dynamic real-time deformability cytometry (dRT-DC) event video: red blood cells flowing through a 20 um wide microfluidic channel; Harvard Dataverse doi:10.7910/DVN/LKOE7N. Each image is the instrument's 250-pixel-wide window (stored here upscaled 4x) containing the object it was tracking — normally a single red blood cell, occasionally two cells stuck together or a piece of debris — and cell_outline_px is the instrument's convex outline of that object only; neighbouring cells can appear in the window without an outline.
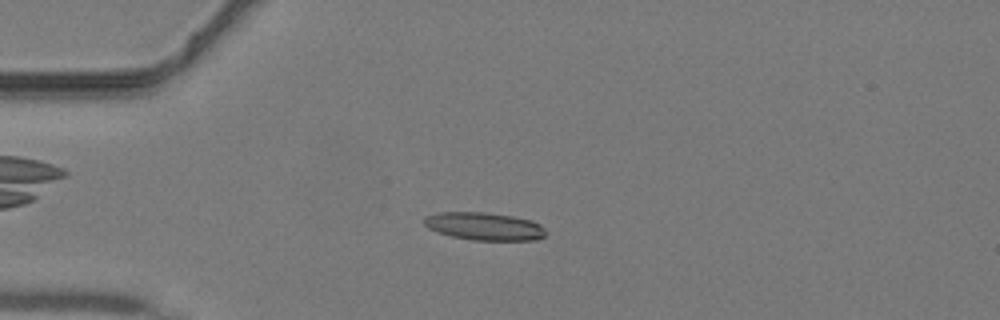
{"species": "common noctule bat (a hibernating species)", "species_latin": "Nyctalus noctula", "temperature_condition": "warm", "stored_images_in_passage": 31, "camera_frame_rate_fps": 3000, "um_per_image_px": 0.085, "animal": {"sex": "male", "body_mass_g": 19.2, "forearm_length_mm": 51.8}, "frame": {"image": 1, "passage_image": 4, "time_ms": 1.0, "image_size_px": [1000, 320], "cell_outline_px": [[548, 232], [544, 236], [536, 240], [472, 240], [452, 236], [436, 232], [428, 228], [424, 224], [424, 216], [440, 212], [484, 212], [512, 216], [532, 220], [540, 224]], "centroid_in_image_um": [41.17, 19.23], "position_along_channel_um": 43.8, "area_um2": 19.83}}
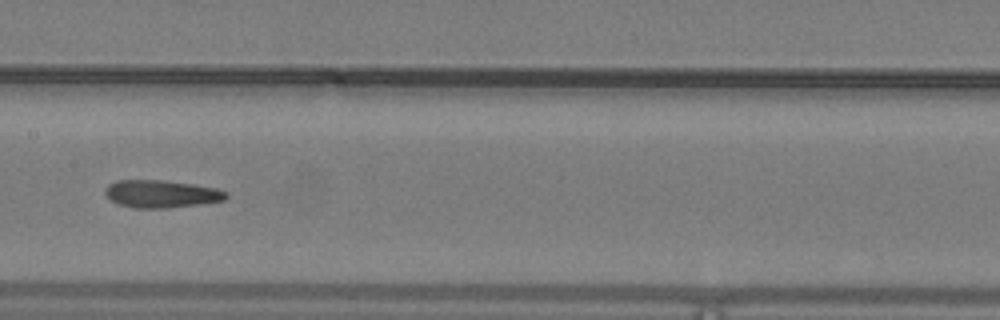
{"frame": {"image": 2, "passage_image": 15, "time_ms": 4.667, "image_size_px": [1000, 320], "cell_outline_px": [[228, 196], [224, 200], [168, 208], [136, 208], [120, 204], [112, 200], [104, 192], [108, 184], [116, 180], [160, 180], [216, 188], [228, 192]], "centroid_in_image_um": [13.7, 16.48], "position_along_channel_um": 193.7, "area_um2": 19.07}}
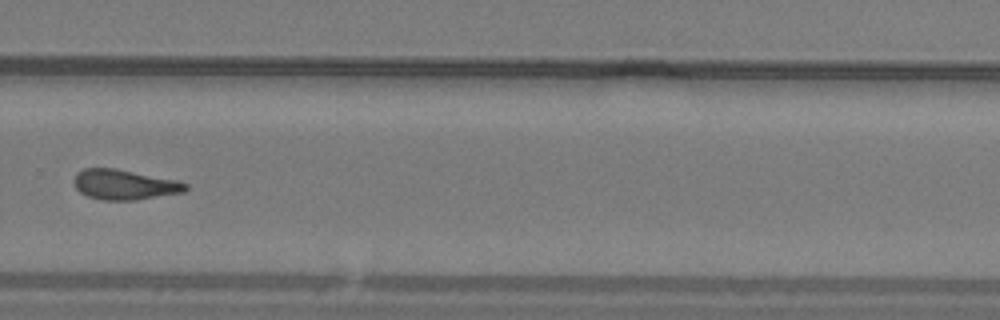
{"frame": {"image": 3, "passage_image": 23, "time_ms": 7.333, "image_size_px": [1000, 320], "cell_outline_px": [[188, 188], [184, 192], [132, 200], [104, 200], [88, 196], [80, 192], [76, 188], [72, 180], [76, 172], [84, 168], [116, 168], [180, 180], [188, 184]], "centroid_in_image_um": [10.58, 15.67], "position_along_channel_um": 319.2, "area_um2": 19.77}}